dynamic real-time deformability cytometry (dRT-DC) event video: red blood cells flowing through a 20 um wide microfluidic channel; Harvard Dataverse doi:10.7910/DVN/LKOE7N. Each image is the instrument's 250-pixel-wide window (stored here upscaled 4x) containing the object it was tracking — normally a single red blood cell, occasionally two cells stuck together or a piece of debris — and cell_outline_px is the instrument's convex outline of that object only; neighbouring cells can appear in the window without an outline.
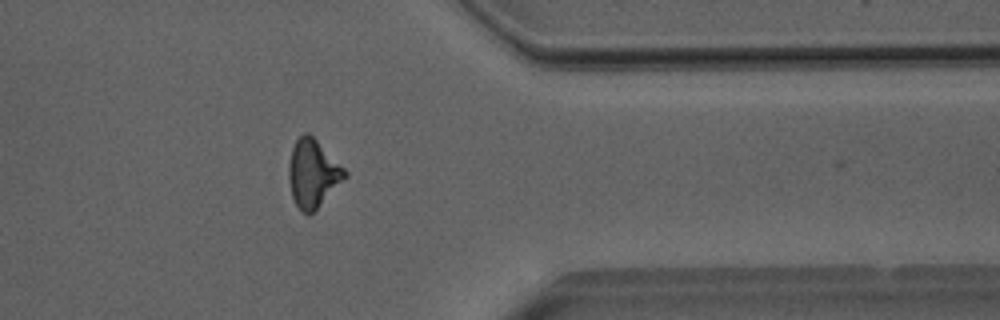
{"species": "Egyptian fruit bat (a non-hibernating species)", "species_latin": "Rousettus aegyptiacus", "temperature_condition": "room temperature", "stored_images_in_passage": 43, "camera_frame_rate_fps": 3000, "um_per_image_px": 0.085, "animal": {"sex": "male"}, "frame": {"image": 1, "passage_image": 42, "time_ms": 13.667, "image_size_px": [1000, 320], "cell_outline_px": [[348, 176], [308, 216], [300, 212], [292, 196], [288, 180], [288, 164], [292, 148], [296, 140], [304, 132], [308, 132], [348, 172]], "centroid_in_image_um": [26.57, 14.75], "position_along_channel_um": 384.8, "area_um2": 21.96}}